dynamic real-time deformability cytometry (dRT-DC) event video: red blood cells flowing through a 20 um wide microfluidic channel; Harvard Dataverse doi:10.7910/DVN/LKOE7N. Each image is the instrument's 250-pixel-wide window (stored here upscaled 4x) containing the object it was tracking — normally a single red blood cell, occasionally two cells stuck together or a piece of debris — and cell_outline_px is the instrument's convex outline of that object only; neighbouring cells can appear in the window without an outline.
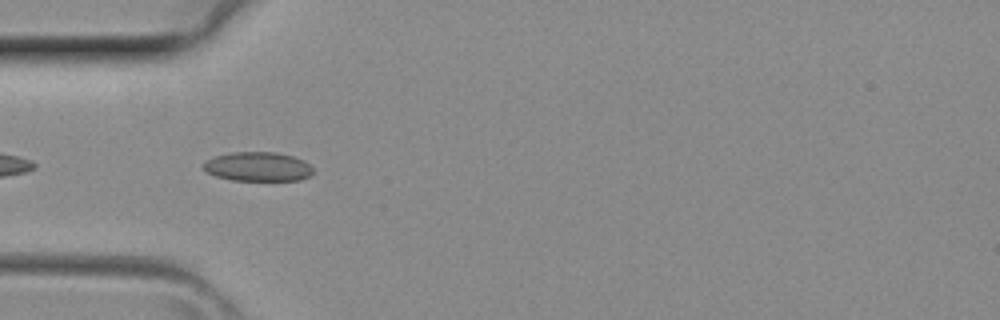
{"species": "common noctule bat (a hibernating species)", "species_latin": "Nyctalus noctula", "temperature_condition": "room temperature", "stored_images_in_passage": 39, "camera_frame_rate_fps": 3000, "um_per_image_px": 0.085, "animal": {"sex": "female", "body_mass_g": 29.2, "forearm_length_mm": 56.3}, "frame": {"image": 1, "passage_image": 12, "time_ms": 3.667, "image_size_px": [1000, 320], "cell_outline_px": [[312, 176], [300, 180], [232, 180], [216, 176], [200, 168], [200, 164], [204, 160], [216, 156], [232, 152], [276, 152], [292, 156], [304, 160], [312, 168]], "centroid_in_image_um": [21.88, 14.16], "position_along_channel_um": 63.1, "area_um2": 18.84}}
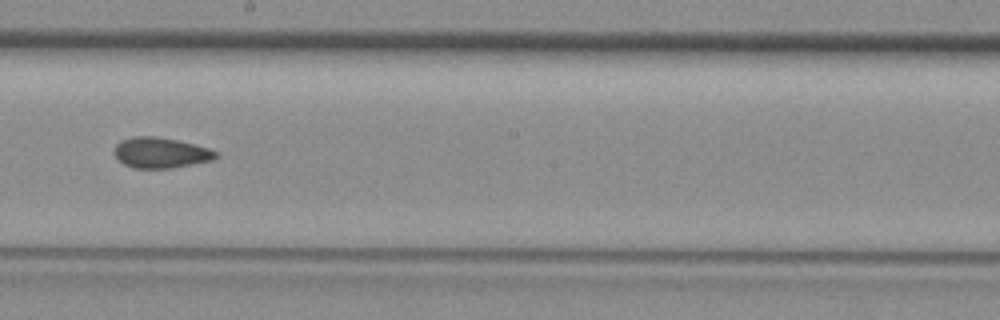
{"frame": {"image": 2, "passage_image": 22, "time_ms": 7.0, "image_size_px": [1000, 320], "cell_outline_px": [[220, 156], [212, 160], [172, 168], [136, 168], [124, 164], [116, 156], [116, 144], [124, 140], [136, 136], [156, 136], [196, 144], [220, 152]], "centroid_in_image_um": [13.74, 12.98], "position_along_channel_um": 234.5, "area_um2": 17.92}}
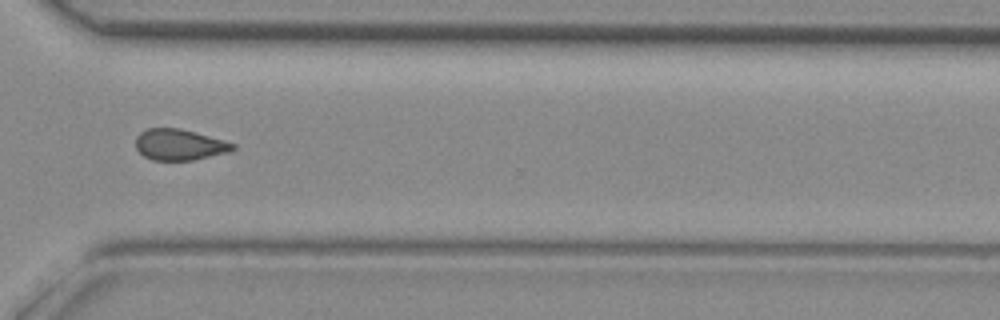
{"frame": {"image": 3, "passage_image": 29, "time_ms": 9.333, "image_size_px": [1000, 320], "cell_outline_px": [[236, 148], [228, 152], [192, 160], [152, 160], [144, 156], [136, 148], [136, 136], [140, 132], [148, 128], [180, 128], [236, 144]], "centroid_in_image_um": [15.22, 12.29], "position_along_channel_um": 355.4, "area_um2": 17.4}}